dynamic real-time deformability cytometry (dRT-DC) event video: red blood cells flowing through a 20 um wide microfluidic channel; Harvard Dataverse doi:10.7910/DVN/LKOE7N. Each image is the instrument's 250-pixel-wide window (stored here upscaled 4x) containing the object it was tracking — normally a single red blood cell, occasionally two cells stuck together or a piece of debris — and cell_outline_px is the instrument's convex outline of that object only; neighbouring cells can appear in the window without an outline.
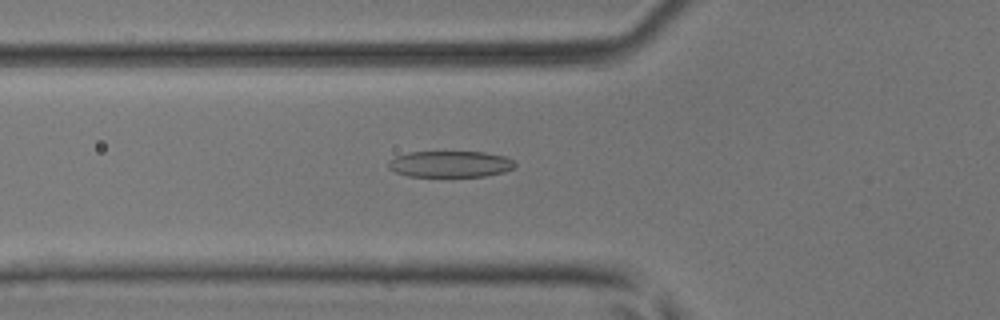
{"species": "common noctule bat (a hibernating species)", "species_latin": "Nyctalus noctula", "temperature_condition": "room temperature", "stored_images_in_passage": 46, "camera_frame_rate_fps": 3000, "um_per_image_px": 0.085, "animal": {"sex": "male", "body_mass_g": 17.9, "forearm_length_mm": 54.2}, "frame": {"image": 1, "passage_image": 14, "time_ms": 4.333, "image_size_px": [1000, 320], "cell_outline_px": [[516, 164], [512, 168], [504, 172], [484, 176], [408, 176], [396, 172], [388, 168], [388, 160], [396, 156], [408, 152], [484, 152], [504, 156], [512, 160]], "centroid_in_image_um": [38.24, 13.94], "position_along_channel_um": 87.6, "area_um2": 19.31}}
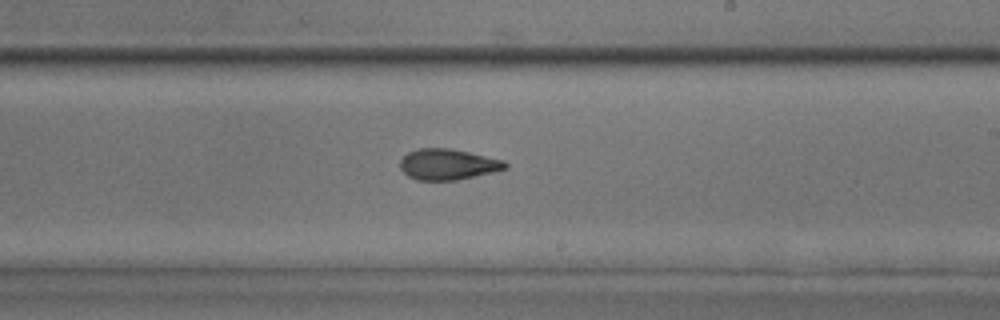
{"frame": {"image": 2, "passage_image": 26, "time_ms": 8.333, "image_size_px": [1000, 320], "cell_outline_px": [[508, 168], [492, 172], [456, 180], [416, 180], [408, 176], [400, 168], [400, 160], [408, 152], [420, 148], [452, 148], [504, 160], [508, 164]], "centroid_in_image_um": [38.07, 13.96], "position_along_channel_um": 250.9, "area_um2": 18.9}}
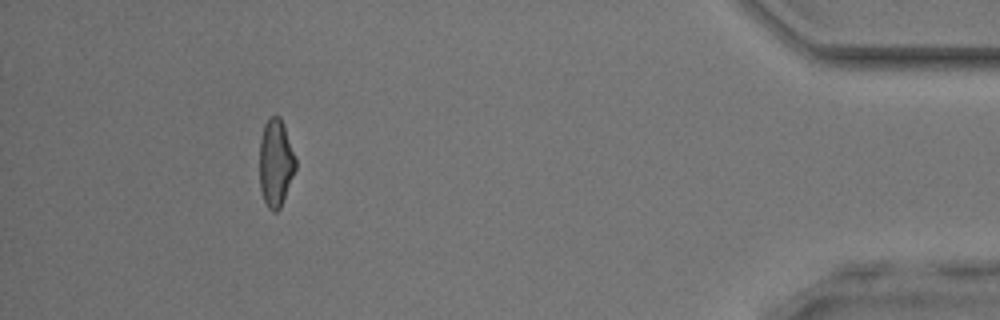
{"frame": {"image": 3, "passage_image": 42, "time_ms": 13.667, "image_size_px": [1000, 320], "cell_outline_px": [[296, 168], [280, 208], [276, 212], [272, 212], [268, 208], [264, 200], [260, 188], [260, 140], [264, 124], [268, 116], [280, 116], [296, 156]], "centroid_in_image_um": [23.43, 13.83], "position_along_channel_um": 411.8, "area_um2": 18.44}, "authors_computed_cell_mechanics": {"area_um2": 19.2474, "velocity_mm_per_s": 4.0925, "shape_relaxation_time_tau1_ms": 2.4969, "shape_relaxation_time_tau2_ms": 2.3963, "deformation_change_tau1": 0.1343, "deformation_change_tau2": 0.1138}}